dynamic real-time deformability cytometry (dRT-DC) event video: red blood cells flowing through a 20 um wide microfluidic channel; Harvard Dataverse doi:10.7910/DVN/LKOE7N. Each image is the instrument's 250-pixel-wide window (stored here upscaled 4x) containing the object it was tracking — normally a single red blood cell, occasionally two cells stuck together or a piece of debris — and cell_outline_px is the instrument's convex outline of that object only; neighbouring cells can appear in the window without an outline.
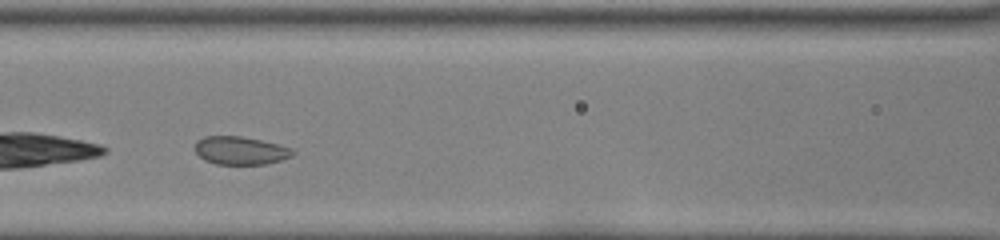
{"species": "common noctule bat (a hibernating species)", "species_latin": "Nyctalus noctula", "temperature_condition": "room temperature", "stored_images_in_passage": 30, "camera_frame_rate_fps": 3000, "um_per_image_px": 0.085, "animal": {"sex": "female", "body_mass_g": 22.0, "forearm_length_mm": 56.7}, "frame": {"image": 1, "passage_image": 9, "time_ms": 2.667, "image_size_px": [1000, 240], "cell_outline_px": [[296, 152], [292, 156], [280, 160], [264, 164], [216, 164], [204, 160], [196, 152], [196, 140], [204, 136], [240, 136], [260, 140], [292, 148]], "centroid_in_image_um": [20.43, 12.79], "position_along_channel_um": 146.2, "area_um2": 15.9}}
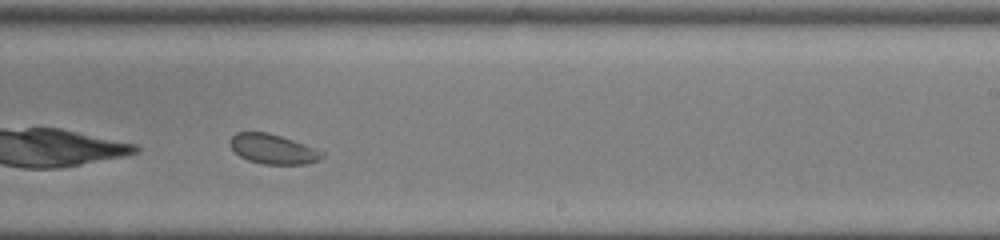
{"frame": {"image": 2, "passage_image": 18, "time_ms": 5.667, "image_size_px": [1000, 240], "cell_outline_px": [[324, 156], [320, 160], [308, 164], [260, 164], [248, 160], [240, 156], [232, 148], [228, 140], [236, 132], [268, 132], [304, 144], [324, 152]], "centroid_in_image_um": [23.2, 12.68], "position_along_channel_um": 265.8, "area_um2": 15.95}}